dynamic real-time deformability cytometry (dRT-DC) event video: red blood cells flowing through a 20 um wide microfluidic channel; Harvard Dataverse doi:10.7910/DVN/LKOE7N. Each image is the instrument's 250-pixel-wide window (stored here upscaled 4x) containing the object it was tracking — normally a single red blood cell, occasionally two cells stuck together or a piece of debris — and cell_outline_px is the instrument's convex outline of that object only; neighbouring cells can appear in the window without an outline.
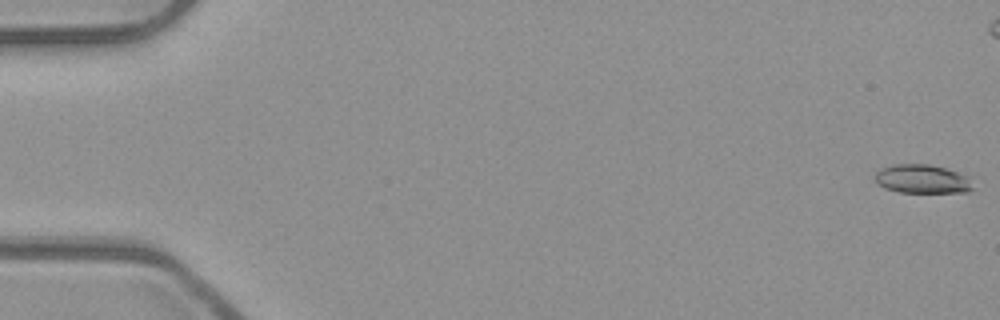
{"species": "common noctule bat (a hibernating species)", "species_latin": "Nyctalus noctula", "temperature_condition": "room temperature", "stored_images_in_passage": 54, "camera_frame_rate_fps": 3000, "um_per_image_px": 0.085, "animal": {"sex": "male", "body_mass_g": 23.1, "forearm_length_mm": 52.7}, "frame": {"image": 1, "passage_image": 1, "time_ms": 0.0, "image_size_px": [1000, 320], "cell_outline_px": [[972, 188], [968, 192], [900, 192], [884, 188], [876, 180], [876, 172], [880, 168], [892, 164], [928, 164], [948, 168], [968, 176]], "centroid_in_image_um": [78.39, 15.2], "position_along_channel_um": 6.6, "area_um2": 16.36}}
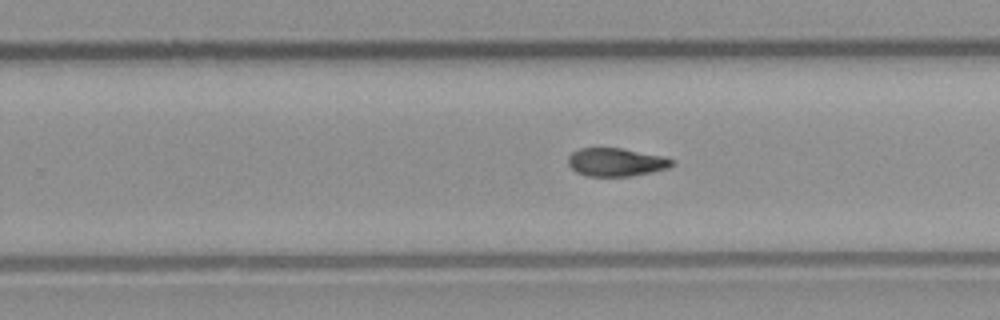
{"frame": {"image": 2, "passage_image": 34, "time_ms": 11.0, "image_size_px": [1000, 320], "cell_outline_px": [[676, 164], [668, 168], [652, 172], [632, 176], [584, 176], [576, 172], [568, 164], [568, 156], [572, 152], [580, 148], [620, 148], [664, 156], [676, 160]], "centroid_in_image_um": [52.4, 13.79], "position_along_channel_um": 277.4, "area_um2": 17.28}}
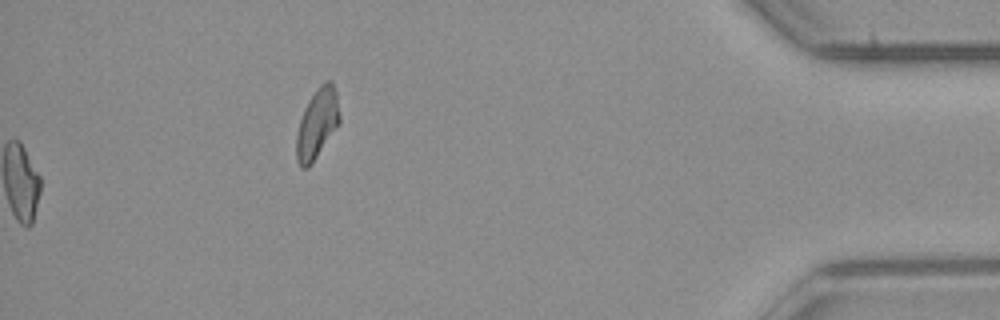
{"frame": {"image": 3, "passage_image": 54, "time_ms": 17.667, "image_size_px": [1000, 320], "cell_outline_px": [[340, 124], [312, 164], [308, 168], [300, 168], [296, 160], [296, 136], [300, 120], [304, 108], [308, 100], [316, 88], [324, 80], [332, 80], [336, 92], [340, 116]], "centroid_in_image_um": [26.96, 10.51], "position_along_channel_um": 408.2, "area_um2": 17.98}, "authors_computed_cell_mechanics": {"area_um2": 17.4556, "velocity_mm_per_s": 3.9494, "shape_relaxation_time_tau1_ms": null, "shape_relaxation_time_tau2_ms": 6.3362, "deformation_change_tau1": null, "deformation_change_tau2": 0.138}}